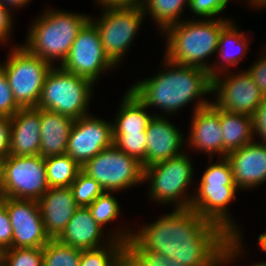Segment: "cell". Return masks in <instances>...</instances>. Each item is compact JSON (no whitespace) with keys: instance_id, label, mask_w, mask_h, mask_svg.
I'll use <instances>...</instances> for the list:
<instances>
[{"instance_id":"obj_1","label":"cell","mask_w":266,"mask_h":266,"mask_svg":"<svg viewBox=\"0 0 266 266\" xmlns=\"http://www.w3.org/2000/svg\"><path fill=\"white\" fill-rule=\"evenodd\" d=\"M132 231L131 238L143 250L174 258L183 266H225L244 249L241 237L232 238L190 208L174 209Z\"/></svg>"},{"instance_id":"obj_2","label":"cell","mask_w":266,"mask_h":266,"mask_svg":"<svg viewBox=\"0 0 266 266\" xmlns=\"http://www.w3.org/2000/svg\"><path fill=\"white\" fill-rule=\"evenodd\" d=\"M163 63L165 70L129 88L147 108L155 106L161 111L164 110L162 112H165V115H173L198 98L200 99L195 102L193 111L211 104L204 97L207 94L212 95V78L207 70L175 64L166 58Z\"/></svg>"},{"instance_id":"obj_3","label":"cell","mask_w":266,"mask_h":266,"mask_svg":"<svg viewBox=\"0 0 266 266\" xmlns=\"http://www.w3.org/2000/svg\"><path fill=\"white\" fill-rule=\"evenodd\" d=\"M231 21L224 17L193 18L169 25L163 30L167 35L165 58L175 64L208 71L211 64L205 59L216 53L221 32Z\"/></svg>"},{"instance_id":"obj_4","label":"cell","mask_w":266,"mask_h":266,"mask_svg":"<svg viewBox=\"0 0 266 266\" xmlns=\"http://www.w3.org/2000/svg\"><path fill=\"white\" fill-rule=\"evenodd\" d=\"M210 165L200 178L197 192L193 193L190 209L202 218L220 226L232 238L241 237L239 228L228 211V204L235 202V195L240 190L234 183L232 167L223 157ZM221 160V161H220ZM212 162V163H211Z\"/></svg>"},{"instance_id":"obj_5","label":"cell","mask_w":266,"mask_h":266,"mask_svg":"<svg viewBox=\"0 0 266 266\" xmlns=\"http://www.w3.org/2000/svg\"><path fill=\"white\" fill-rule=\"evenodd\" d=\"M50 9V10H49ZM30 25L22 46L30 53L54 66H60L69 55L72 44L83 26L90 20L86 14L49 8Z\"/></svg>"},{"instance_id":"obj_6","label":"cell","mask_w":266,"mask_h":266,"mask_svg":"<svg viewBox=\"0 0 266 266\" xmlns=\"http://www.w3.org/2000/svg\"><path fill=\"white\" fill-rule=\"evenodd\" d=\"M94 83L55 65L46 75L37 108L73 119L88 115Z\"/></svg>"},{"instance_id":"obj_7","label":"cell","mask_w":266,"mask_h":266,"mask_svg":"<svg viewBox=\"0 0 266 266\" xmlns=\"http://www.w3.org/2000/svg\"><path fill=\"white\" fill-rule=\"evenodd\" d=\"M194 168L188 154L182 153L144 168L143 180L149 183V197L157 203L175 204L174 209L190 208L193 198L185 190L192 183ZM186 195V196H185ZM174 202V203H173Z\"/></svg>"},{"instance_id":"obj_8","label":"cell","mask_w":266,"mask_h":266,"mask_svg":"<svg viewBox=\"0 0 266 266\" xmlns=\"http://www.w3.org/2000/svg\"><path fill=\"white\" fill-rule=\"evenodd\" d=\"M7 60L0 63L20 108H37L46 75L53 67L44 59L30 54L22 45L9 50Z\"/></svg>"},{"instance_id":"obj_9","label":"cell","mask_w":266,"mask_h":266,"mask_svg":"<svg viewBox=\"0 0 266 266\" xmlns=\"http://www.w3.org/2000/svg\"><path fill=\"white\" fill-rule=\"evenodd\" d=\"M82 171L97 181L104 191L112 193L144 183L142 163L115 145L90 159Z\"/></svg>"},{"instance_id":"obj_10","label":"cell","mask_w":266,"mask_h":266,"mask_svg":"<svg viewBox=\"0 0 266 266\" xmlns=\"http://www.w3.org/2000/svg\"><path fill=\"white\" fill-rule=\"evenodd\" d=\"M96 20L90 17L100 35L105 55L115 65H119L125 52L132 44L144 16L140 4L133 7L104 8ZM96 20V21H95Z\"/></svg>"},{"instance_id":"obj_11","label":"cell","mask_w":266,"mask_h":266,"mask_svg":"<svg viewBox=\"0 0 266 266\" xmlns=\"http://www.w3.org/2000/svg\"><path fill=\"white\" fill-rule=\"evenodd\" d=\"M48 189L45 160L40 155H8L3 160L0 197L38 201Z\"/></svg>"},{"instance_id":"obj_12","label":"cell","mask_w":266,"mask_h":266,"mask_svg":"<svg viewBox=\"0 0 266 266\" xmlns=\"http://www.w3.org/2000/svg\"><path fill=\"white\" fill-rule=\"evenodd\" d=\"M61 67L93 83L105 71L116 67L105 55L98 29L91 20L77 34Z\"/></svg>"},{"instance_id":"obj_13","label":"cell","mask_w":266,"mask_h":266,"mask_svg":"<svg viewBox=\"0 0 266 266\" xmlns=\"http://www.w3.org/2000/svg\"><path fill=\"white\" fill-rule=\"evenodd\" d=\"M230 73V75H229ZM212 78V93L215 92L216 101L213 103L223 111L253 116L257 107L265 99L253 77L246 71L236 74L228 72Z\"/></svg>"},{"instance_id":"obj_14","label":"cell","mask_w":266,"mask_h":266,"mask_svg":"<svg viewBox=\"0 0 266 266\" xmlns=\"http://www.w3.org/2000/svg\"><path fill=\"white\" fill-rule=\"evenodd\" d=\"M114 145L112 122L88 114L75 120L66 154L81 168L102 150Z\"/></svg>"},{"instance_id":"obj_15","label":"cell","mask_w":266,"mask_h":266,"mask_svg":"<svg viewBox=\"0 0 266 266\" xmlns=\"http://www.w3.org/2000/svg\"><path fill=\"white\" fill-rule=\"evenodd\" d=\"M0 202L6 207L13 228L12 248L43 247L50 240L38 201L0 197Z\"/></svg>"},{"instance_id":"obj_16","label":"cell","mask_w":266,"mask_h":266,"mask_svg":"<svg viewBox=\"0 0 266 266\" xmlns=\"http://www.w3.org/2000/svg\"><path fill=\"white\" fill-rule=\"evenodd\" d=\"M180 129L166 117L155 114L146 129V157L141 162L143 167L176 157L185 143Z\"/></svg>"},{"instance_id":"obj_17","label":"cell","mask_w":266,"mask_h":266,"mask_svg":"<svg viewBox=\"0 0 266 266\" xmlns=\"http://www.w3.org/2000/svg\"><path fill=\"white\" fill-rule=\"evenodd\" d=\"M229 160L235 185L240 189L254 188L266 181V145L260 142L246 144L231 151Z\"/></svg>"},{"instance_id":"obj_18","label":"cell","mask_w":266,"mask_h":266,"mask_svg":"<svg viewBox=\"0 0 266 266\" xmlns=\"http://www.w3.org/2000/svg\"><path fill=\"white\" fill-rule=\"evenodd\" d=\"M44 229L50 239H57L79 208L70 187L49 188L38 200Z\"/></svg>"},{"instance_id":"obj_19","label":"cell","mask_w":266,"mask_h":266,"mask_svg":"<svg viewBox=\"0 0 266 266\" xmlns=\"http://www.w3.org/2000/svg\"><path fill=\"white\" fill-rule=\"evenodd\" d=\"M188 145L206 152L210 158L217 154L222 157V128L220 125L219 108L211 102L210 105L193 111Z\"/></svg>"},{"instance_id":"obj_20","label":"cell","mask_w":266,"mask_h":266,"mask_svg":"<svg viewBox=\"0 0 266 266\" xmlns=\"http://www.w3.org/2000/svg\"><path fill=\"white\" fill-rule=\"evenodd\" d=\"M41 109L20 108L11 118L9 155H39Z\"/></svg>"},{"instance_id":"obj_21","label":"cell","mask_w":266,"mask_h":266,"mask_svg":"<svg viewBox=\"0 0 266 266\" xmlns=\"http://www.w3.org/2000/svg\"><path fill=\"white\" fill-rule=\"evenodd\" d=\"M103 230L92 217L88 207H79L57 239L81 250L95 249L103 245Z\"/></svg>"},{"instance_id":"obj_22","label":"cell","mask_w":266,"mask_h":266,"mask_svg":"<svg viewBox=\"0 0 266 266\" xmlns=\"http://www.w3.org/2000/svg\"><path fill=\"white\" fill-rule=\"evenodd\" d=\"M75 119L57 112L41 109V140L39 155L42 158L66 154L68 138Z\"/></svg>"},{"instance_id":"obj_23","label":"cell","mask_w":266,"mask_h":266,"mask_svg":"<svg viewBox=\"0 0 266 266\" xmlns=\"http://www.w3.org/2000/svg\"><path fill=\"white\" fill-rule=\"evenodd\" d=\"M235 26L232 20L221 32L218 50L216 51L219 55V61L213 62L214 64H211L208 70V74L211 78H214L224 71L228 72V70H230L228 67L237 65L244 59L246 52L249 50V48H247V37H245L243 31L240 33V31L237 30L238 27L236 28ZM220 61L221 63H219Z\"/></svg>"},{"instance_id":"obj_24","label":"cell","mask_w":266,"mask_h":266,"mask_svg":"<svg viewBox=\"0 0 266 266\" xmlns=\"http://www.w3.org/2000/svg\"><path fill=\"white\" fill-rule=\"evenodd\" d=\"M132 233L130 227L122 228L108 235L102 247L82 250L79 266H123L125 243L131 238Z\"/></svg>"},{"instance_id":"obj_25","label":"cell","mask_w":266,"mask_h":266,"mask_svg":"<svg viewBox=\"0 0 266 266\" xmlns=\"http://www.w3.org/2000/svg\"><path fill=\"white\" fill-rule=\"evenodd\" d=\"M222 128V158L231 151L254 141L252 117L245 114L223 111L219 108Z\"/></svg>"},{"instance_id":"obj_26","label":"cell","mask_w":266,"mask_h":266,"mask_svg":"<svg viewBox=\"0 0 266 266\" xmlns=\"http://www.w3.org/2000/svg\"><path fill=\"white\" fill-rule=\"evenodd\" d=\"M118 113L112 122L113 133L146 132L153 114L147 113V107L128 89L122 98Z\"/></svg>"},{"instance_id":"obj_27","label":"cell","mask_w":266,"mask_h":266,"mask_svg":"<svg viewBox=\"0 0 266 266\" xmlns=\"http://www.w3.org/2000/svg\"><path fill=\"white\" fill-rule=\"evenodd\" d=\"M139 4L143 12L154 19L158 30L163 31L169 25L183 21L180 16L185 6H189V0H140Z\"/></svg>"},{"instance_id":"obj_28","label":"cell","mask_w":266,"mask_h":266,"mask_svg":"<svg viewBox=\"0 0 266 266\" xmlns=\"http://www.w3.org/2000/svg\"><path fill=\"white\" fill-rule=\"evenodd\" d=\"M44 160L49 188L70 187L82 170L67 154L50 156Z\"/></svg>"},{"instance_id":"obj_29","label":"cell","mask_w":266,"mask_h":266,"mask_svg":"<svg viewBox=\"0 0 266 266\" xmlns=\"http://www.w3.org/2000/svg\"><path fill=\"white\" fill-rule=\"evenodd\" d=\"M82 250L50 239L43 246V266H79Z\"/></svg>"},{"instance_id":"obj_30","label":"cell","mask_w":266,"mask_h":266,"mask_svg":"<svg viewBox=\"0 0 266 266\" xmlns=\"http://www.w3.org/2000/svg\"><path fill=\"white\" fill-rule=\"evenodd\" d=\"M126 266H183L174 258L143 250L132 238L125 243Z\"/></svg>"},{"instance_id":"obj_31","label":"cell","mask_w":266,"mask_h":266,"mask_svg":"<svg viewBox=\"0 0 266 266\" xmlns=\"http://www.w3.org/2000/svg\"><path fill=\"white\" fill-rule=\"evenodd\" d=\"M70 188L79 207H88L104 192L99 183L82 170L78 173Z\"/></svg>"},{"instance_id":"obj_32","label":"cell","mask_w":266,"mask_h":266,"mask_svg":"<svg viewBox=\"0 0 266 266\" xmlns=\"http://www.w3.org/2000/svg\"><path fill=\"white\" fill-rule=\"evenodd\" d=\"M94 220L104 229L106 223L116 220L120 215L119 202L111 194L104 191L92 204L88 206Z\"/></svg>"},{"instance_id":"obj_33","label":"cell","mask_w":266,"mask_h":266,"mask_svg":"<svg viewBox=\"0 0 266 266\" xmlns=\"http://www.w3.org/2000/svg\"><path fill=\"white\" fill-rule=\"evenodd\" d=\"M6 266H43V247L8 248L0 252Z\"/></svg>"},{"instance_id":"obj_34","label":"cell","mask_w":266,"mask_h":266,"mask_svg":"<svg viewBox=\"0 0 266 266\" xmlns=\"http://www.w3.org/2000/svg\"><path fill=\"white\" fill-rule=\"evenodd\" d=\"M114 145L142 162L146 157V132L113 133Z\"/></svg>"},{"instance_id":"obj_35","label":"cell","mask_w":266,"mask_h":266,"mask_svg":"<svg viewBox=\"0 0 266 266\" xmlns=\"http://www.w3.org/2000/svg\"><path fill=\"white\" fill-rule=\"evenodd\" d=\"M230 0H189L191 13L203 19H215L222 12Z\"/></svg>"},{"instance_id":"obj_36","label":"cell","mask_w":266,"mask_h":266,"mask_svg":"<svg viewBox=\"0 0 266 266\" xmlns=\"http://www.w3.org/2000/svg\"><path fill=\"white\" fill-rule=\"evenodd\" d=\"M20 107L14 100L3 68L0 66V117L11 118Z\"/></svg>"},{"instance_id":"obj_37","label":"cell","mask_w":266,"mask_h":266,"mask_svg":"<svg viewBox=\"0 0 266 266\" xmlns=\"http://www.w3.org/2000/svg\"><path fill=\"white\" fill-rule=\"evenodd\" d=\"M13 228L6 207L0 202V252L12 248Z\"/></svg>"},{"instance_id":"obj_38","label":"cell","mask_w":266,"mask_h":266,"mask_svg":"<svg viewBox=\"0 0 266 266\" xmlns=\"http://www.w3.org/2000/svg\"><path fill=\"white\" fill-rule=\"evenodd\" d=\"M252 124L253 133L259 135L262 140L260 143L266 145V98L255 110L252 116Z\"/></svg>"},{"instance_id":"obj_39","label":"cell","mask_w":266,"mask_h":266,"mask_svg":"<svg viewBox=\"0 0 266 266\" xmlns=\"http://www.w3.org/2000/svg\"><path fill=\"white\" fill-rule=\"evenodd\" d=\"M263 55L247 71L266 98V55L264 53Z\"/></svg>"},{"instance_id":"obj_40","label":"cell","mask_w":266,"mask_h":266,"mask_svg":"<svg viewBox=\"0 0 266 266\" xmlns=\"http://www.w3.org/2000/svg\"><path fill=\"white\" fill-rule=\"evenodd\" d=\"M11 121L9 117H0V159L9 155Z\"/></svg>"},{"instance_id":"obj_41","label":"cell","mask_w":266,"mask_h":266,"mask_svg":"<svg viewBox=\"0 0 266 266\" xmlns=\"http://www.w3.org/2000/svg\"><path fill=\"white\" fill-rule=\"evenodd\" d=\"M12 11L0 4V43L8 42L12 30Z\"/></svg>"},{"instance_id":"obj_42","label":"cell","mask_w":266,"mask_h":266,"mask_svg":"<svg viewBox=\"0 0 266 266\" xmlns=\"http://www.w3.org/2000/svg\"><path fill=\"white\" fill-rule=\"evenodd\" d=\"M104 8L133 7L138 5L140 0H96Z\"/></svg>"},{"instance_id":"obj_43","label":"cell","mask_w":266,"mask_h":266,"mask_svg":"<svg viewBox=\"0 0 266 266\" xmlns=\"http://www.w3.org/2000/svg\"><path fill=\"white\" fill-rule=\"evenodd\" d=\"M30 1L32 0H0V4L9 10H13V7L15 9L21 8L22 6H26Z\"/></svg>"},{"instance_id":"obj_44","label":"cell","mask_w":266,"mask_h":266,"mask_svg":"<svg viewBox=\"0 0 266 266\" xmlns=\"http://www.w3.org/2000/svg\"><path fill=\"white\" fill-rule=\"evenodd\" d=\"M247 3L248 4L250 3V6L255 7V9L256 8H263V7L266 8V0H248Z\"/></svg>"},{"instance_id":"obj_45","label":"cell","mask_w":266,"mask_h":266,"mask_svg":"<svg viewBox=\"0 0 266 266\" xmlns=\"http://www.w3.org/2000/svg\"><path fill=\"white\" fill-rule=\"evenodd\" d=\"M258 243L259 246L262 248V252H266V233L260 234V236L258 237Z\"/></svg>"},{"instance_id":"obj_46","label":"cell","mask_w":266,"mask_h":266,"mask_svg":"<svg viewBox=\"0 0 266 266\" xmlns=\"http://www.w3.org/2000/svg\"><path fill=\"white\" fill-rule=\"evenodd\" d=\"M2 180H3V160L0 159V190H1Z\"/></svg>"},{"instance_id":"obj_47","label":"cell","mask_w":266,"mask_h":266,"mask_svg":"<svg viewBox=\"0 0 266 266\" xmlns=\"http://www.w3.org/2000/svg\"><path fill=\"white\" fill-rule=\"evenodd\" d=\"M252 266H266V262H261L258 264H253Z\"/></svg>"},{"instance_id":"obj_48","label":"cell","mask_w":266,"mask_h":266,"mask_svg":"<svg viewBox=\"0 0 266 266\" xmlns=\"http://www.w3.org/2000/svg\"><path fill=\"white\" fill-rule=\"evenodd\" d=\"M0 266H6V265L2 262L1 259H0Z\"/></svg>"}]
</instances>
